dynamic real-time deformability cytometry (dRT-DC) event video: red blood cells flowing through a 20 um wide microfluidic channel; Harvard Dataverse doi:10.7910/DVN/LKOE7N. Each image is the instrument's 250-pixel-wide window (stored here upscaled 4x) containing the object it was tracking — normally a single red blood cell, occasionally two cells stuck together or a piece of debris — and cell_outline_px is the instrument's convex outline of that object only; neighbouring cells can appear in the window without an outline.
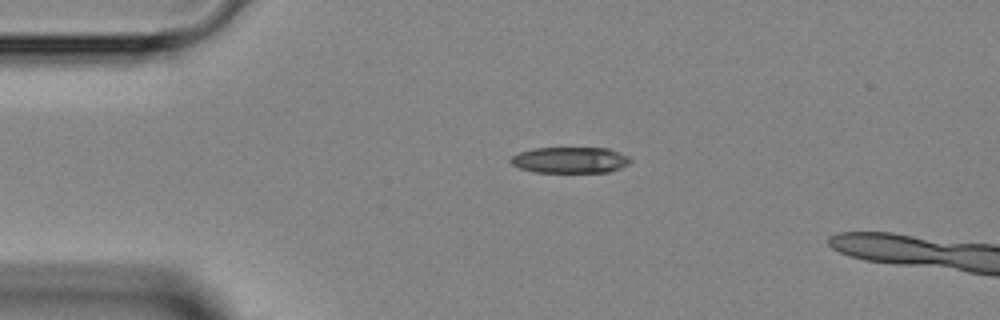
{"species": "Egyptian fruit bat (a non-hibernating species)", "species_latin": "Rousettus aegyptiacus", "temperature_condition": "room temperature", "stored_images_in_passage": 3, "camera_frame_rate_fps": 3000, "um_per_image_px": 0.085, "animal": {"sex": "female"}, "frame": {"image": 1, "passage_image": 2, "time_ms": 1.0, "image_size_px": [1000, 320], "cell_outline_px": [[632, 160], [628, 164], [620, 168], [608, 172], [536, 172], [520, 168], [512, 164], [508, 160], [512, 156], [520, 152], [532, 148], [608, 148], [628, 156]], "centroid_in_image_um": [48.45, 13.6], "position_along_channel_um": 36.6, "area_um2": 18.15}}